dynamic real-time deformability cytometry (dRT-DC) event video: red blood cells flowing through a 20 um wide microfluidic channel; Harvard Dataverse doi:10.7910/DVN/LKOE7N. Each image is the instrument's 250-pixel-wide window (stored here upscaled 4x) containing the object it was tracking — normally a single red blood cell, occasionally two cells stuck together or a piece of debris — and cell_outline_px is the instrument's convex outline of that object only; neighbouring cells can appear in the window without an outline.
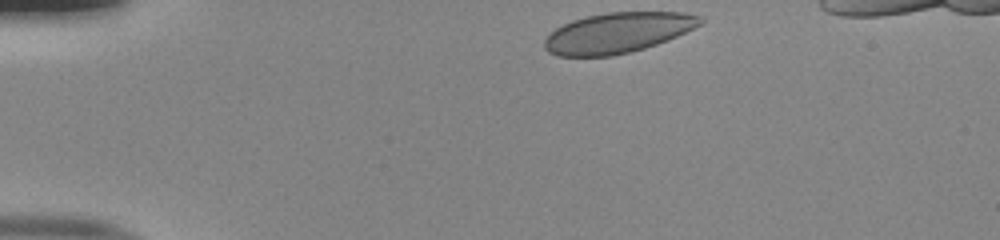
{"species": "human", "species_latin": "Homo sapiens", "temperature_condition": "room temperature", "stored_images_in_passage": 35, "camera_frame_rate_fps": 3000, "um_per_image_px": 0.085, "donor": {"sex": "male"}, "frame": {"image": 1, "passage_image": 1, "time_ms": 0.0, "image_size_px": [1000, 240], "cell_outline_px": [[704, 24], [668, 40], [644, 48], [612, 56], [556, 56], [548, 52], [544, 48], [544, 40], [556, 28], [572, 20], [588, 16], [608, 12], [684, 12], [700, 16], [704, 20]], "centroid_in_image_um": [52.53, 2.78], "position_along_channel_um": 32.5, "area_um2": 36.65}}
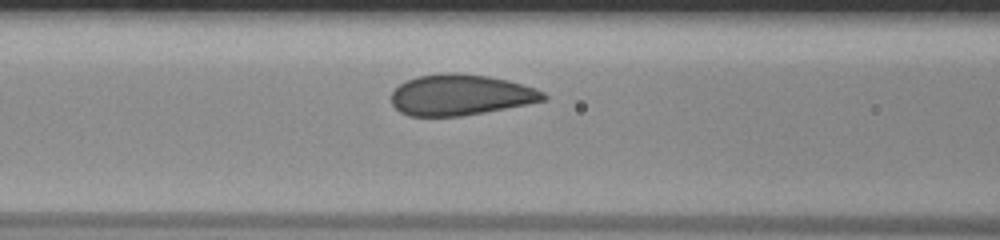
{"frame": {"image": 2, "passage_image": 13, "time_ms": 4.0, "image_size_px": [1000, 240], "cell_outline_px": [[548, 96], [544, 100], [528, 104], [484, 112], [460, 116], [408, 116], [400, 112], [392, 104], [392, 92], [400, 84], [416, 76], [440, 72], [456, 72], [488, 76], [508, 80], [536, 88], [544, 92]], "centroid_in_image_um": [39.14, 8.05], "position_along_channel_um": 127.5, "area_um2": 36.36}}
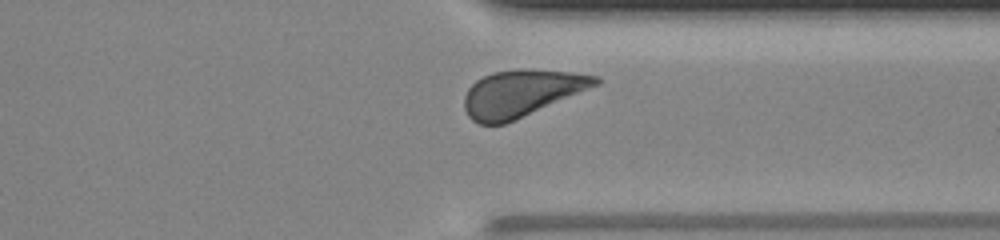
{"frame": {"image": 3, "passage_image": 31, "time_ms": 10.0, "image_size_px": [1000, 240], "cell_outline_px": [[600, 84], [504, 124], [476, 124], [468, 116], [464, 108], [464, 96], [468, 88], [476, 80], [492, 72], [524, 68], [568, 72], [600, 76]], "centroid_in_image_um": [44.29, 7.92], "position_along_channel_um": 367.1, "area_um2": 35.55}, "authors_computed_cell_mechanics": {"area_um2": 36.0672, "velocity_mm_per_s": 3.9965, "shape_relaxation_time_tau1_ms": 2.532, "shape_relaxation_time_tau2_ms": null, "deformation_change_tau1": 0.0998, "deformation_change_tau2": null}}